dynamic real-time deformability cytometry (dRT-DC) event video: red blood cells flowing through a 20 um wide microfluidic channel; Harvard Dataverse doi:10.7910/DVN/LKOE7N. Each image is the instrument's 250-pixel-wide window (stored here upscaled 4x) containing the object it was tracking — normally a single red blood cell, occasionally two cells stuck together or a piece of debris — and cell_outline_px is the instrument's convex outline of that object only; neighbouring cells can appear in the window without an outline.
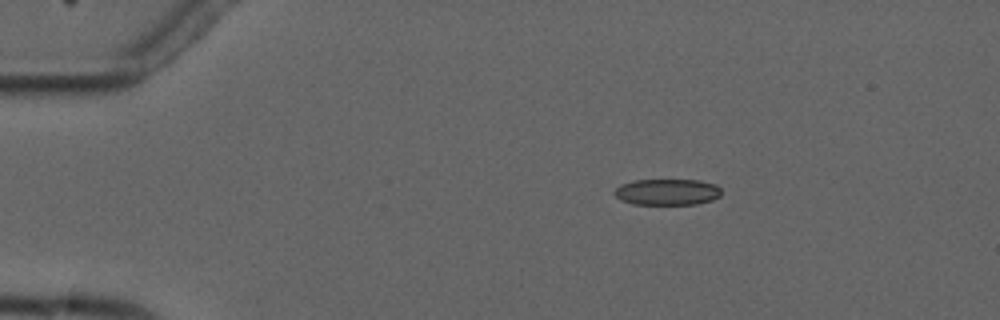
{"species": "common noctule bat (a hibernating species)", "species_latin": "Nyctalus noctula", "temperature_condition": "cold", "stored_images_in_passage": 4, "camera_frame_rate_fps": 3000, "um_per_image_px": 0.085, "animal": {"sex": "male", "forearm_length_mm": 52.5}, "frame": {"image": 1, "passage_image": 3, "time_ms": 2.333, "image_size_px": [1000, 320], "cell_outline_px": [[720, 196], [712, 200], [696, 204], [632, 204], [620, 200], [612, 192], [620, 184], [632, 180], [700, 180], [716, 184], [720, 188]], "centroid_in_image_um": [56.69, 16.31], "position_along_channel_um": 28.3, "area_um2": 16.47}}